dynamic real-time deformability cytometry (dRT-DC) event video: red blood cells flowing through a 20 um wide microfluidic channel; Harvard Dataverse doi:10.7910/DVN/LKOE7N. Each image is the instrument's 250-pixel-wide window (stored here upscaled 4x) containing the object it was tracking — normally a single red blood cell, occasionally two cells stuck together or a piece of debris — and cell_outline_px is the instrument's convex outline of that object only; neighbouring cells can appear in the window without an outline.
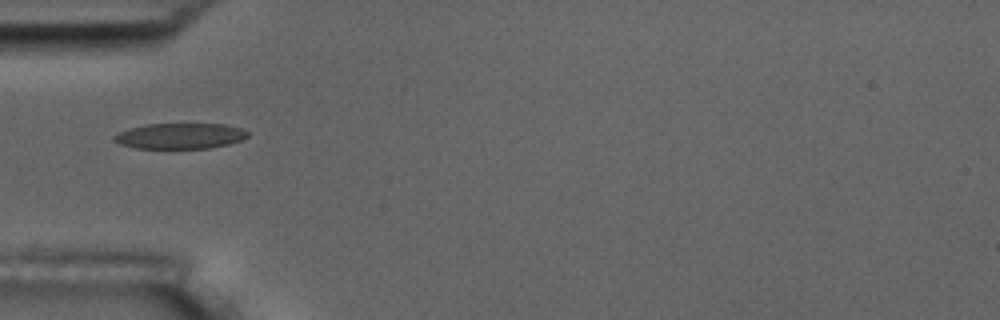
{"species": "common noctule bat (a hibernating species)", "species_latin": "Nyctalus noctula", "temperature_condition": "room temperature", "stored_images_in_passage": 3, "camera_frame_rate_fps": 3000, "um_per_image_px": 0.085, "animal": {"sex": "male", "body_mass_g": 17.5, "forearm_length_mm": 52.3}, "frame": {"image": 1, "passage_image": 1, "time_ms": 0.0, "image_size_px": [1000, 320], "cell_outline_px": [[248, 136], [240, 140], [228, 144], [212, 148], [136, 148], [120, 144], [112, 140], [112, 136], [128, 128], [148, 124], [224, 124], [240, 128], [248, 132]], "centroid_in_image_um": [15.28, 11.56], "position_along_channel_um": 69.7, "area_um2": 19.88}}